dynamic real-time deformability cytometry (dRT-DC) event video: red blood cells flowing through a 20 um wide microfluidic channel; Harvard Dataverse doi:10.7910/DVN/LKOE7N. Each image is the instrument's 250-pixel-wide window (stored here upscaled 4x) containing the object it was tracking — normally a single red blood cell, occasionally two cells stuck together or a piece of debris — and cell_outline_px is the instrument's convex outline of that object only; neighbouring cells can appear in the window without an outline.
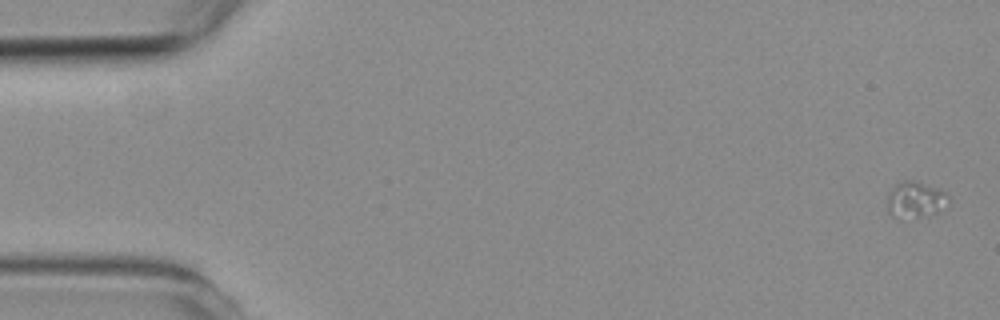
{"species": "common noctule bat (a hibernating species)", "species_latin": "Nyctalus noctula", "temperature_condition": "room temperature", "stored_images_in_passage": 5, "camera_frame_rate_fps": 3000, "um_per_image_px": 0.085, "animal": {"sex": "female", "body_mass_g": 19.3, "forearm_length_mm": 54.1}, "frame": {"image": 1, "passage_image": 1, "time_ms": 0.0, "image_size_px": [1000, 320], "cell_outline_px": [[948, 204], [932, 212], [892, 216], [888, 212], [888, 196], [892, 188], [900, 180], [916, 180], [940, 188], [948, 192]], "centroid_in_image_um": [77.82, 16.85], "position_along_channel_um": 7.2, "area_um2": 12.2}}